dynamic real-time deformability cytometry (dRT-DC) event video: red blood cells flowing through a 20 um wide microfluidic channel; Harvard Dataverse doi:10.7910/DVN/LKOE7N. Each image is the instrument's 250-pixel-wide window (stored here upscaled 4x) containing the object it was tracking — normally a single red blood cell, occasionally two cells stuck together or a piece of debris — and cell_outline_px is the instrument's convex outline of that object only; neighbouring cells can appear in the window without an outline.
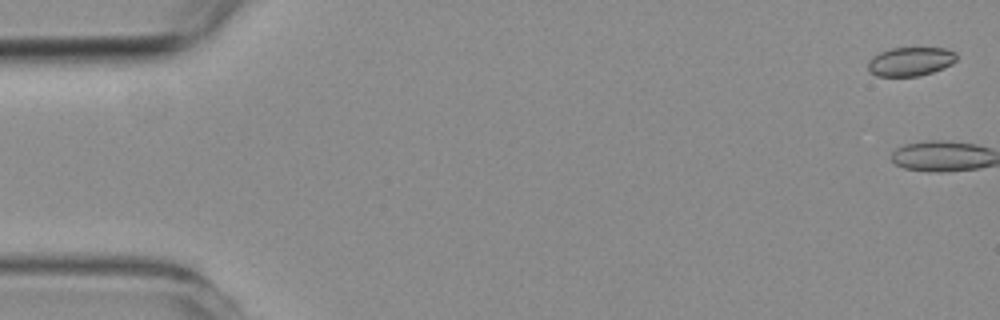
{"species": "common noctule bat (a hibernating species)", "species_latin": "Nyctalus noctula", "temperature_condition": "room temperature", "stored_images_in_passage": 4, "camera_frame_rate_fps": 3000, "um_per_image_px": 0.085, "animal": {"sex": "female", "body_mass_g": 19.3, "forearm_length_mm": 54.1}, "frame": {"image": 1, "passage_image": 2, "time_ms": 0.333, "image_size_px": [1000, 320], "cell_outline_px": [[956, 60], [952, 64], [944, 68], [920, 76], [876, 76], [868, 72], [868, 60], [872, 56], [880, 52], [892, 48], [944, 48], [956, 52]], "centroid_in_image_um": [77.37, 5.23], "position_along_channel_um": 7.6, "area_um2": 15.03}}